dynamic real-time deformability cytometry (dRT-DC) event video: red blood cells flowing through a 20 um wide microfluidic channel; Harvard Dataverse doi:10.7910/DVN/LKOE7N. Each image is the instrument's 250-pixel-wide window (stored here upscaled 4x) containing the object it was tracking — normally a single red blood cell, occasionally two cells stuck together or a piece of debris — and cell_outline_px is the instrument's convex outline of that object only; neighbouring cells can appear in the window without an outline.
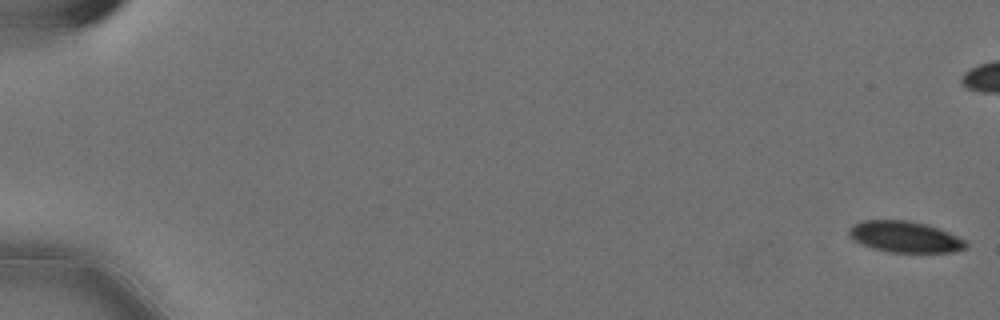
{"species": "Egyptian fruit bat (a non-hibernating species)", "species_latin": "Rousettus aegyptiacus", "temperature_condition": "cold", "stored_images_in_passage": 19, "camera_frame_rate_fps": 3000, "um_per_image_px": 0.085, "animal": {"sex": "female"}, "frame": {"image": 1, "passage_image": 1, "time_ms": 0.0, "image_size_px": [1000, 320], "cell_outline_px": [[968, 248], [952, 252], [888, 252], [872, 248], [852, 240], [848, 236], [848, 228], [852, 224], [864, 220], [904, 220], [924, 224], [936, 228], [956, 236], [964, 240], [968, 244]], "centroid_in_image_um": [76.85, 20.14], "position_along_channel_um": 8.1, "area_um2": 21.15}}